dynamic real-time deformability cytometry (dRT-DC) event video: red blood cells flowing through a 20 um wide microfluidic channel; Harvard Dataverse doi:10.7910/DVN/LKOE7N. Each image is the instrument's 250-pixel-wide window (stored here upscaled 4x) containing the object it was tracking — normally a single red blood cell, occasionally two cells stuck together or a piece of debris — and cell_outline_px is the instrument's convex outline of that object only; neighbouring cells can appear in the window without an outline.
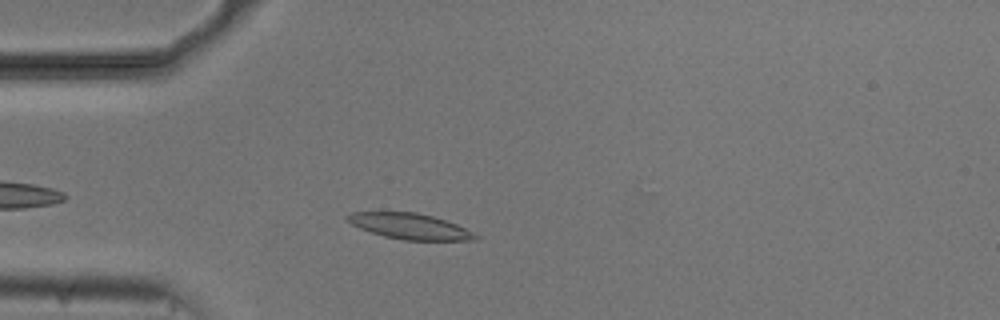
{"species": "common noctule bat (a hibernating species)", "species_latin": "Nyctalus noctula", "temperature_condition": "cold", "stored_images_in_passage": 32, "camera_frame_rate_fps": 3000, "um_per_image_px": 0.085, "animal": {"sex": "male", "body_mass_g": 20.5, "forearm_length_mm": 52.5}, "frame": {"image": 1, "passage_image": 5, "time_ms": 1.333, "image_size_px": [1000, 320], "cell_outline_px": [[480, 240], [404, 240], [384, 236], [360, 228], [352, 224], [344, 216], [352, 212], [416, 212], [432, 216], [456, 224], [480, 236]], "centroid_in_image_um": [34.85, 19.23], "position_along_channel_um": 50.1, "area_um2": 19.02}}
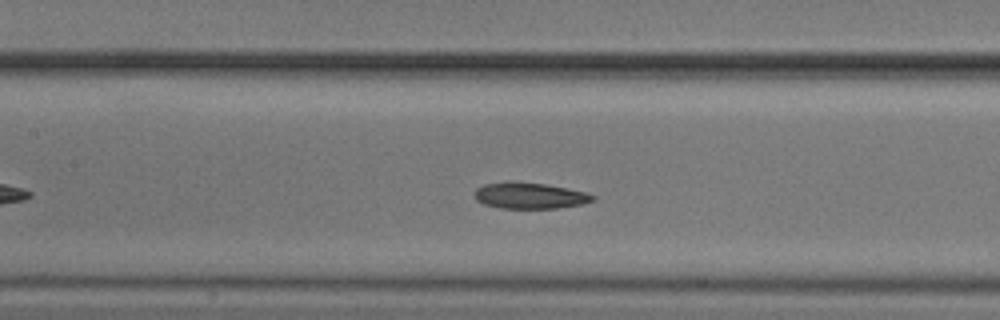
{"frame": {"image": 2, "passage_image": 15, "time_ms": 4.667, "image_size_px": [1000, 320], "cell_outline_px": [[596, 200], [584, 204], [556, 208], [500, 208], [484, 204], [476, 200], [476, 188], [484, 184], [508, 180], [512, 180], [544, 184], [568, 188], [584, 192], [596, 196]], "centroid_in_image_um": [45.03, 16.61], "position_along_channel_um": 162.4, "area_um2": 18.21}}
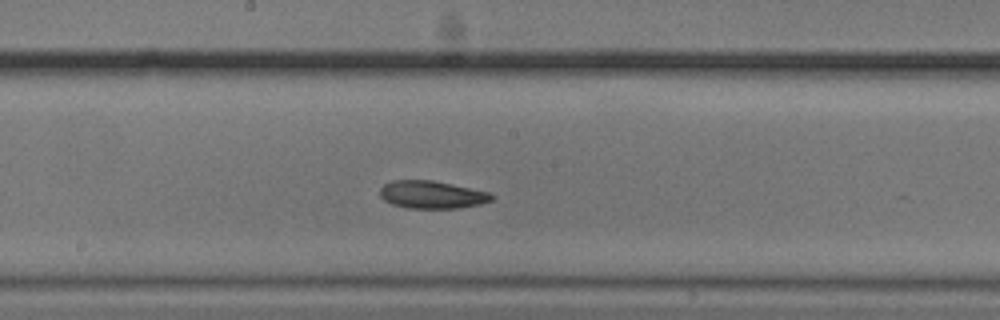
{"frame": {"image": 3, "passage_image": 19, "time_ms": 6.0, "image_size_px": [1000, 320], "cell_outline_px": [[496, 196], [492, 200], [480, 204], [460, 208], [408, 208], [392, 204], [384, 200], [380, 196], [380, 188], [384, 184], [392, 180], [432, 180], [492, 192]], "centroid_in_image_um": [36.74, 16.54], "position_along_channel_um": 211.5, "area_um2": 18.21}}